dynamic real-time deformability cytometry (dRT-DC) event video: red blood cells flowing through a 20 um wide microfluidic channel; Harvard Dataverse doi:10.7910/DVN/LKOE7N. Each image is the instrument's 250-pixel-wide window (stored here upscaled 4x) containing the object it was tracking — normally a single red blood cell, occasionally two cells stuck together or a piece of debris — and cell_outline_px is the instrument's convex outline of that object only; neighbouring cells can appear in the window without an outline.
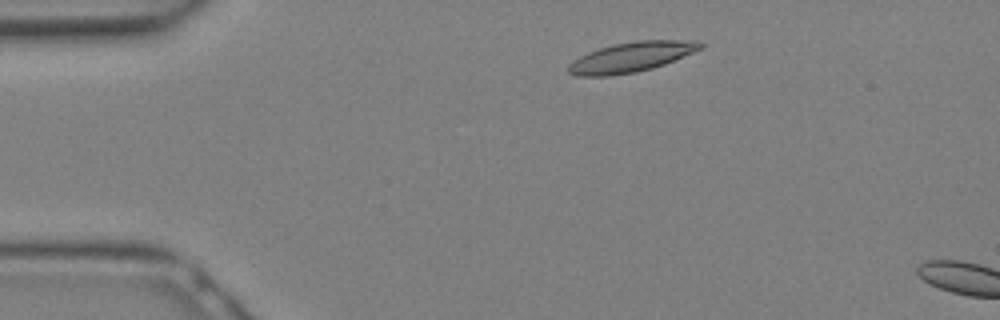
{"species": "Egyptian fruit bat (a non-hibernating species)", "species_latin": "Rousettus aegyptiacus", "temperature_condition": "warm", "stored_images_in_passage": 5, "camera_frame_rate_fps": 3000, "um_per_image_px": 0.085, "animal": {"sex": "female"}, "frame": {"image": 1, "passage_image": 3, "time_ms": 0.667, "image_size_px": [1000, 320], "cell_outline_px": [[704, 48], [664, 64], [652, 68], [636, 72], [608, 76], [576, 76], [568, 72], [568, 64], [572, 60], [588, 52], [612, 44], [636, 40], [680, 40], [704, 44]], "centroid_in_image_um": [53.6, 4.86], "position_along_channel_um": 31.4, "area_um2": 22.95}}